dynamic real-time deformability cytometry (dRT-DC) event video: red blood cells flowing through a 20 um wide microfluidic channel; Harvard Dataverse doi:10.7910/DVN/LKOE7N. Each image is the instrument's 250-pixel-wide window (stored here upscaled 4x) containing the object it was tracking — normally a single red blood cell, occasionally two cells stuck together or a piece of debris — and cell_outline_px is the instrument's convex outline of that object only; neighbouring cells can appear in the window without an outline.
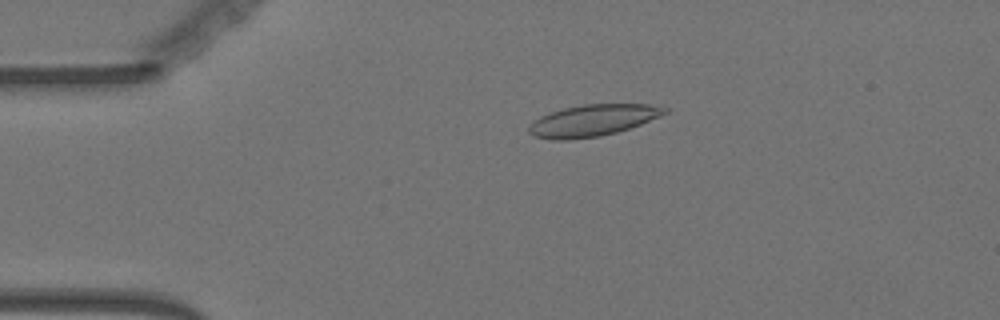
{"species": "Egyptian fruit bat (a non-hibernating species)", "species_latin": "Rousettus aegyptiacus", "temperature_condition": "warm", "stored_images_in_passage": 56, "camera_frame_rate_fps": 3000, "um_per_image_px": 0.085, "animal": {"sex": "female"}, "frame": {"image": 1, "passage_image": 12, "time_ms": 3.667, "image_size_px": [1000, 320], "cell_outline_px": [[668, 112], [660, 116], [640, 124], [616, 132], [600, 136], [568, 140], [552, 140], [532, 136], [528, 132], [528, 128], [540, 116], [564, 108], [584, 104], [648, 104], [668, 108]], "centroid_in_image_um": [50.37, 10.24], "position_along_channel_um": 34.6, "area_um2": 24.8}}
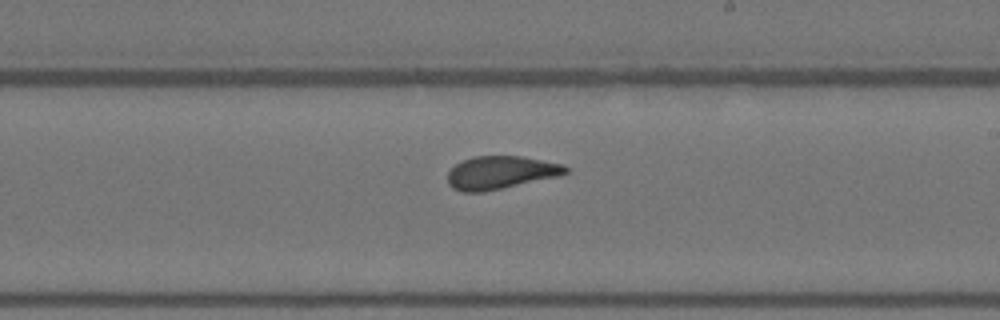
{"frame": {"image": 2, "passage_image": 33, "time_ms": 10.667, "image_size_px": [1000, 320], "cell_outline_px": [[568, 172], [560, 176], [484, 192], [464, 192], [452, 188], [448, 184], [448, 172], [456, 164], [472, 156], [520, 156], [564, 164], [568, 168]], "centroid_in_image_um": [42.56, 14.67], "position_along_channel_um": 246.4, "area_um2": 22.72}}
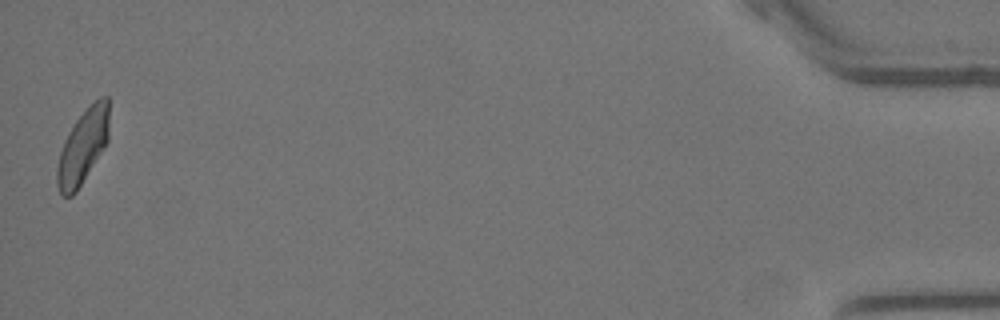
{"frame": {"image": 3, "passage_image": 56, "time_ms": 18.333, "image_size_px": [1000, 320], "cell_outline_px": [[108, 140], [104, 148], [76, 192], [72, 196], [64, 196], [60, 192], [56, 184], [56, 168], [60, 152], [64, 140], [68, 132], [76, 120], [100, 96], [108, 96]], "centroid_in_image_um": [7.02, 12.49], "position_along_channel_um": 428.2, "area_um2": 22.2}, "authors_computed_cell_mechanics": {"area_um2": 23.2645, "velocity_mm_per_s": 3.5865, "shape_relaxation_time_tau1_ms": 6.507, "shape_relaxation_time_tau2_ms": 1.0656, "deformation_change_tau1": 0.1505, "deformation_change_tau2": 0.0677}}